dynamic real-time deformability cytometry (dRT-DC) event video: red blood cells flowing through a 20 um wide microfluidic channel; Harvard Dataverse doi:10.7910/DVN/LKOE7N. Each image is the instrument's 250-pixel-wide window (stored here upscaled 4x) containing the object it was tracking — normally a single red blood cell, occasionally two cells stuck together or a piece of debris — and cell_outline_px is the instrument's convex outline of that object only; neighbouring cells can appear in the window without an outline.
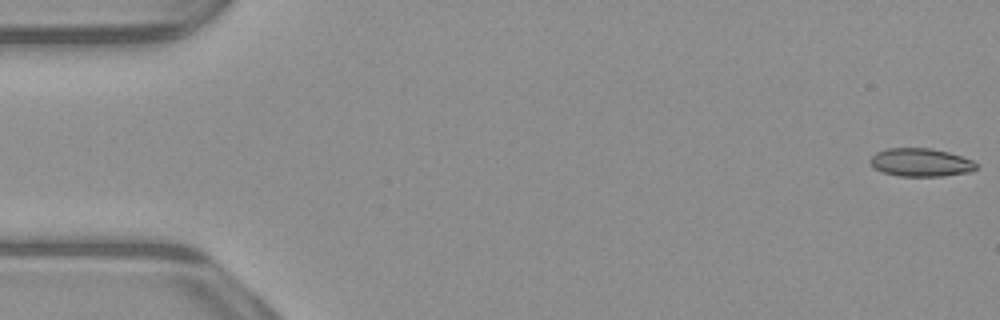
{"species": "common noctule bat (a hibernating species)", "species_latin": "Nyctalus noctula", "temperature_condition": "warm", "stored_images_in_passage": 53, "camera_frame_rate_fps": 3000, "um_per_image_px": 0.085, "animal": {"sex": "male", "body_mass_g": 23.1, "forearm_length_mm": 52.7}, "frame": {"image": 1, "passage_image": 1, "time_ms": 0.0, "image_size_px": [1000, 320], "cell_outline_px": [[976, 168], [968, 172], [944, 176], [900, 176], [884, 172], [876, 168], [868, 160], [876, 152], [888, 148], [928, 148], [948, 152], [972, 160], [976, 164]], "centroid_in_image_um": [78.25, 13.8], "position_along_channel_um": 6.8, "area_um2": 17.17}}
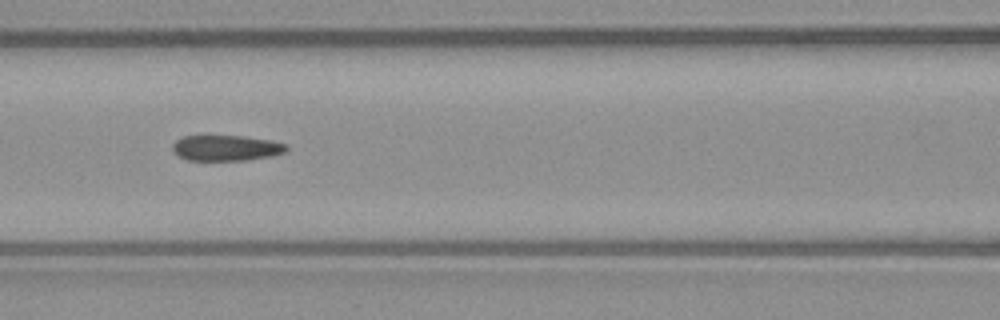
{"frame": {"image": 2, "passage_image": 23, "time_ms": 7.333, "image_size_px": [1000, 320], "cell_outline_px": [[288, 152], [272, 156], [244, 160], [188, 160], [180, 156], [172, 148], [172, 144], [176, 140], [184, 136], [204, 132], [244, 136], [272, 140], [288, 144]], "centroid_in_image_um": [19.23, 12.52], "position_along_channel_um": 147.4, "area_um2": 17.92}}
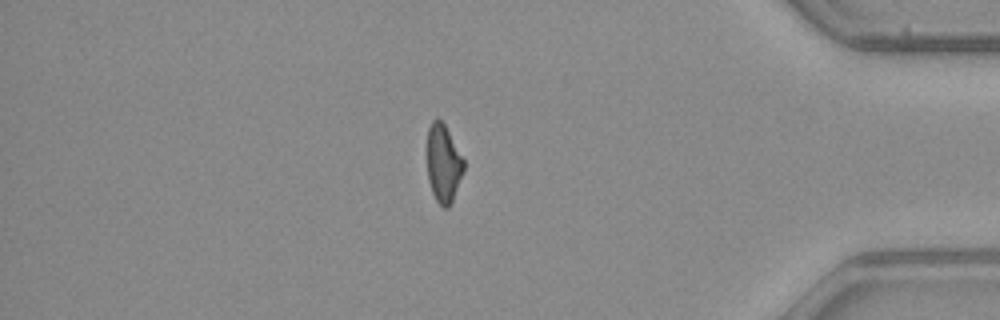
{"frame": {"image": 3, "passage_image": 45, "time_ms": 14.667, "image_size_px": [1000, 320], "cell_outline_px": [[464, 172], [452, 204], [448, 208], [444, 208], [436, 200], [432, 192], [428, 180], [428, 128], [432, 120], [436, 116], [444, 124], [464, 160]], "centroid_in_image_um": [37.7, 13.93], "position_along_channel_um": 397.5, "area_um2": 16.65}}